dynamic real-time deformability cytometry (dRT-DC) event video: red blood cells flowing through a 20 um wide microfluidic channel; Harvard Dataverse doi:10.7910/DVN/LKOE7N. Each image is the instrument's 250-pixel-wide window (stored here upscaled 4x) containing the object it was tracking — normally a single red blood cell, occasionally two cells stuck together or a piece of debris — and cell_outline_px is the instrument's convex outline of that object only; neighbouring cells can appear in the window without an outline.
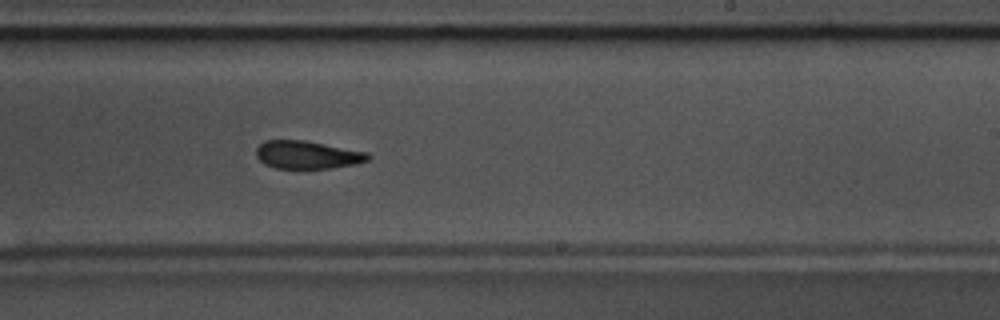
{"species": "common noctule bat (a hibernating species)", "species_latin": "Nyctalus noctula", "temperature_condition": "warm", "stored_images_in_passage": 53, "camera_frame_rate_fps": 3000, "um_per_image_px": 0.085, "animal": {"sex": "male", "body_mass_g": 17.5, "forearm_length_mm": 52.3}, "frame": {"image": 1, "passage_image": 31, "time_ms": 10.0, "image_size_px": [1000, 320], "cell_outline_px": [[372, 156], [368, 160], [356, 164], [328, 168], [276, 168], [264, 164], [256, 156], [256, 148], [264, 140], [304, 140], [368, 152]], "centroid_in_image_um": [26.12, 13.15], "position_along_channel_um": 262.9, "area_um2": 18.21}, "authors_computed_cell_mechanics": {"area_um2": 19.3052, "velocity_mm_per_s": 3.6336, "shape_relaxation_time_tau1_ms": 7.2615, "shape_relaxation_time_tau2_ms": 3.7056, "deformation_change_tau1": 0.1719, "deformation_change_tau2": 0.0904}}